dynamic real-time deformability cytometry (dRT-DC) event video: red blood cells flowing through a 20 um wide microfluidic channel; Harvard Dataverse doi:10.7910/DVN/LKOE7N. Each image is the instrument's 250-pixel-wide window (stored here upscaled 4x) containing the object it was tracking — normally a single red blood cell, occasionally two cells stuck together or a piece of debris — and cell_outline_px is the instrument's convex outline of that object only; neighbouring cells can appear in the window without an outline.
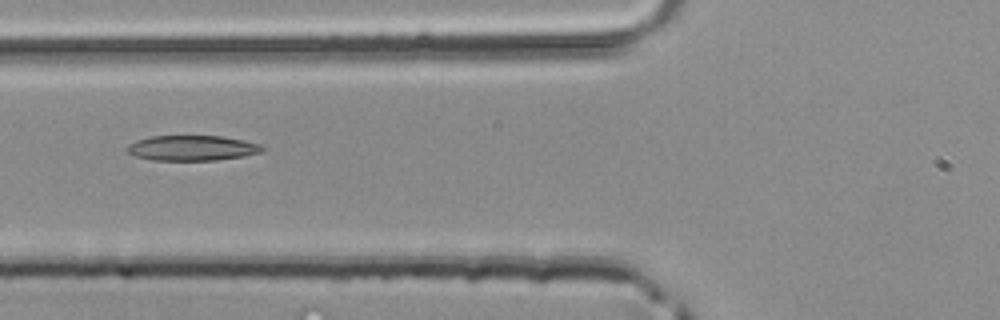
{"species": "common noctule bat (a hibernating species)", "species_latin": "Nyctalus noctula", "temperature_condition": "room temperature", "stored_images_in_passage": 6, "camera_frame_rate_fps": 3000, "um_per_image_px": 0.085, "animal": {"sex": "male", "body_mass_g": 20.4}, "frame": {"image": 1, "passage_image": 6, "time_ms": 1.667, "image_size_px": [1000, 320], "cell_outline_px": [[268, 148], [260, 152], [244, 156], [216, 160], [152, 160], [136, 156], [128, 152], [128, 144], [136, 140], [152, 136], [224, 136], [244, 140], [260, 144]], "centroid_in_image_um": [16.37, 12.57], "position_along_channel_um": 109.4, "area_um2": 19.88}}